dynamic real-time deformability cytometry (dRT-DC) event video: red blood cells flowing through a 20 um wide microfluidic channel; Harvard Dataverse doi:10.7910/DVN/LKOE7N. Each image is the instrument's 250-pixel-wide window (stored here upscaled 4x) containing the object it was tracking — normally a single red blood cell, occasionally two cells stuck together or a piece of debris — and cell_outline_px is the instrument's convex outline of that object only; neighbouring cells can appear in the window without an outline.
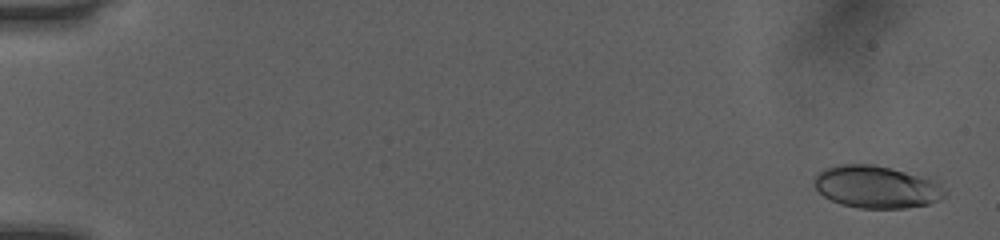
{"species": "human", "species_latin": "Homo sapiens", "temperature_condition": "room temperature", "stored_images_in_passage": 51, "camera_frame_rate_fps": 3000, "um_per_image_px": 0.085, "donor": {"sex": "female"}, "frame": {"image": 1, "passage_image": 2, "time_ms": 0.333, "image_size_px": [1000, 240], "cell_outline_px": [[944, 196], [928, 204], [904, 208], [860, 208], [840, 204], [824, 196], [816, 188], [816, 176], [824, 168], [836, 164], [876, 164], [904, 172], [940, 184], [944, 192]], "centroid_in_image_um": [74.43, 15.89], "position_along_channel_um": 10.6, "area_um2": 31.5}}
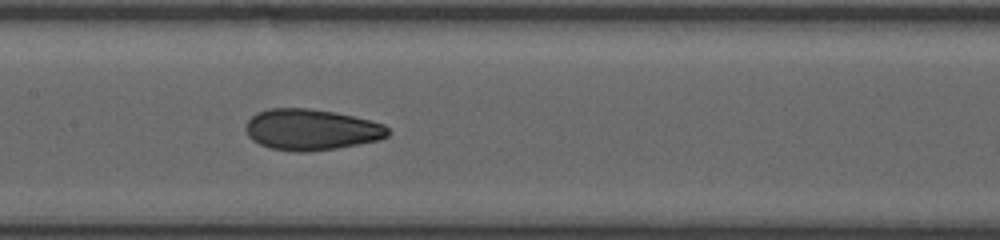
{"frame": {"image": 2, "passage_image": 27, "time_ms": 8.667, "image_size_px": [1000, 240], "cell_outline_px": [[392, 132], [388, 136], [380, 140], [360, 144], [336, 148], [308, 152], [296, 152], [272, 148], [260, 144], [252, 140], [248, 136], [244, 128], [248, 120], [256, 112], [268, 108], [308, 108], [336, 112], [384, 124]], "centroid_in_image_um": [26.46, 11.02], "position_along_channel_um": 180.9, "area_um2": 34.28}}
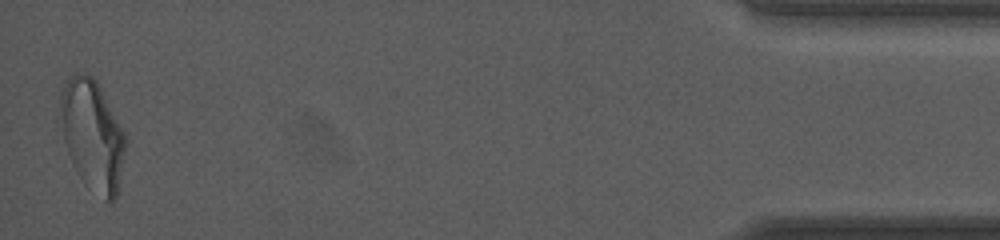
{"frame": {"image": 3, "passage_image": 51, "time_ms": 16.667, "image_size_px": [1000, 240], "cell_outline_px": [[128, 140], [116, 196], [112, 204], [108, 204], [104, 200], [72, 164], [56, 120], [60, 96], [64, 84], [76, 72], [84, 72], [92, 76], [96, 80], [124, 132]], "centroid_in_image_um": [7.82, 11.42], "position_along_channel_um": 427.4, "area_um2": 42.02}, "authors_computed_cell_mechanics": {"area_um2": 33.5818, "velocity_mm_per_s": 4.0755, "shape_relaxation_time_tau1_ms": null, "shape_relaxation_time_tau2_ms": 1.6014, "deformation_change_tau1": null, "deformation_change_tau2": 0.0779}}